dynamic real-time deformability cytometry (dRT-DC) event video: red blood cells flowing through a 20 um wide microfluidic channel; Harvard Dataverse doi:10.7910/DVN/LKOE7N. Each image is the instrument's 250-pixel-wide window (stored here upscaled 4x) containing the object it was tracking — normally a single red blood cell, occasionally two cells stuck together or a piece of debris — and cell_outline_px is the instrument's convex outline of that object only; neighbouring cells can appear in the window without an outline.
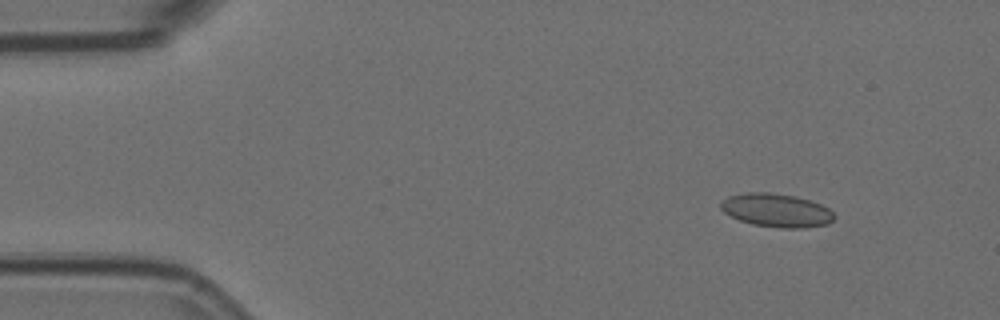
{"species": "Egyptian fruit bat (a non-hibernating species)", "species_latin": "Rousettus aegyptiacus", "temperature_condition": "room temperature", "stored_images_in_passage": 4, "camera_frame_rate_fps": 3000, "um_per_image_px": 0.085, "animal": {"sex": "female"}, "frame": {"image": 1, "passage_image": 1, "time_ms": 0.0, "image_size_px": [1000, 320], "cell_outline_px": [[836, 216], [828, 224], [804, 228], [780, 228], [752, 224], [740, 220], [724, 212], [720, 208], [720, 204], [728, 196], [748, 192], [768, 192], [796, 196], [820, 204], [828, 208]], "centroid_in_image_um": [66.01, 17.88], "position_along_channel_um": 19.0, "area_um2": 22.02}}
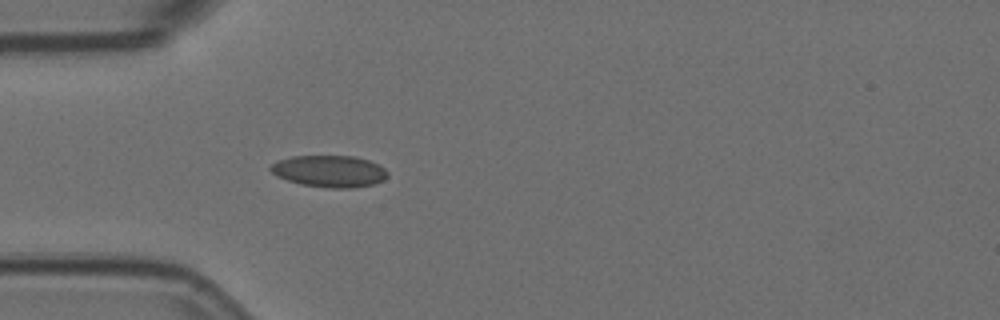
{"frame": {"image": 2, "passage_image": 4, "time_ms": 1.0, "image_size_px": [1000, 320], "cell_outline_px": [[388, 176], [384, 180], [372, 184], [356, 188], [332, 188], [300, 184], [276, 176], [268, 168], [272, 164], [280, 160], [292, 156], [356, 156], [368, 160], [384, 168], [388, 172]], "centroid_in_image_um": [28.01, 14.56], "position_along_channel_um": 57.0, "area_um2": 21.62}}